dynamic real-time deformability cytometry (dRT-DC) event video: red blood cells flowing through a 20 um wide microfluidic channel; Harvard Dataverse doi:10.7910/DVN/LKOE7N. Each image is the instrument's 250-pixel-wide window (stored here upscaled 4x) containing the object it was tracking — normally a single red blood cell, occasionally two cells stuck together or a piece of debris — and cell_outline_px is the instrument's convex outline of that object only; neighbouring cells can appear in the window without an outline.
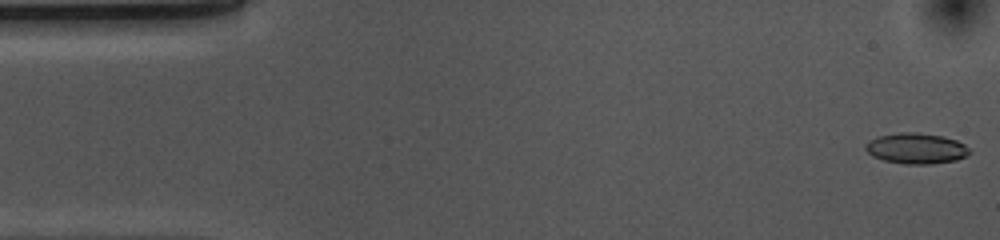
{"species": "common noctule bat (a hibernating species)", "species_latin": "Nyctalus noctula", "temperature_condition": "cold", "stored_images_in_passage": 53, "camera_frame_rate_fps": 3000, "um_per_image_px": 0.085, "animal": {"sex": "female", "body_mass_g": 10.0, "forearm_length_mm": 53.1}, "frame": {"image": 1, "passage_image": 1, "time_ms": 0.0, "image_size_px": [1000, 240], "cell_outline_px": [[972, 152], [956, 160], [932, 164], [904, 164], [884, 160], [872, 156], [864, 148], [864, 144], [880, 136], [900, 132], [916, 132], [944, 136], [956, 140], [964, 144]], "centroid_in_image_um": [77.88, 12.61], "position_along_channel_um": 7.1, "area_um2": 18.55}}
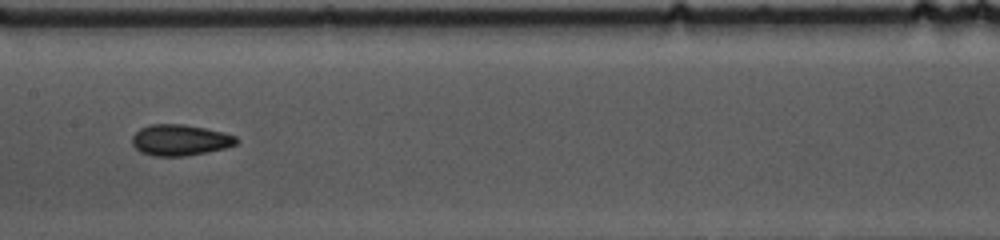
{"frame": {"image": 2, "passage_image": 25, "time_ms": 8.0, "image_size_px": [1000, 240], "cell_outline_px": [[240, 140], [236, 144], [224, 148], [208, 152], [184, 156], [152, 156], [140, 152], [132, 144], [132, 136], [140, 128], [152, 124], [184, 124], [224, 132], [236, 136]], "centroid_in_image_um": [15.31, 11.91], "position_along_channel_um": 192.1, "area_um2": 18.96}}
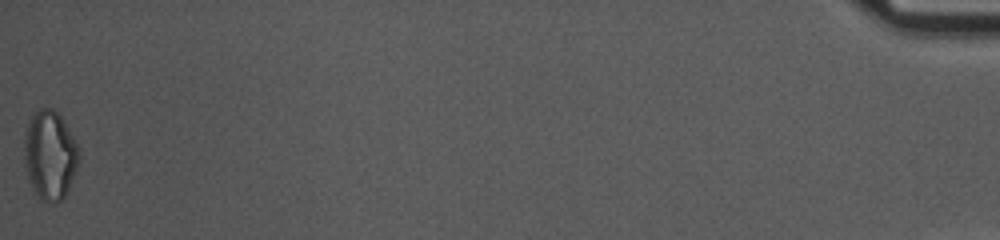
{"frame": {"image": 3, "passage_image": 53, "time_ms": 17.333, "image_size_px": [1000, 240], "cell_outline_px": [[80, 156], [76, 172], [64, 196], [60, 200], [52, 204], [44, 200], [36, 192], [28, 176], [24, 164], [24, 132], [28, 120], [40, 108], [52, 108], [60, 116], [68, 128], [80, 152]], "centroid_in_image_um": [4.24, 13.15], "position_along_channel_um": 431.0, "area_um2": 28.09}, "authors_computed_cell_mechanics": {"area_um2": 18.6116, "velocity_mm_per_s": 3.6997, "shape_relaxation_time_tau1_ms": 10.1461, "shape_relaxation_time_tau2_ms": 2.7801, "deformation_change_tau1": 0.1715, "deformation_change_tau2": 0.0893}}